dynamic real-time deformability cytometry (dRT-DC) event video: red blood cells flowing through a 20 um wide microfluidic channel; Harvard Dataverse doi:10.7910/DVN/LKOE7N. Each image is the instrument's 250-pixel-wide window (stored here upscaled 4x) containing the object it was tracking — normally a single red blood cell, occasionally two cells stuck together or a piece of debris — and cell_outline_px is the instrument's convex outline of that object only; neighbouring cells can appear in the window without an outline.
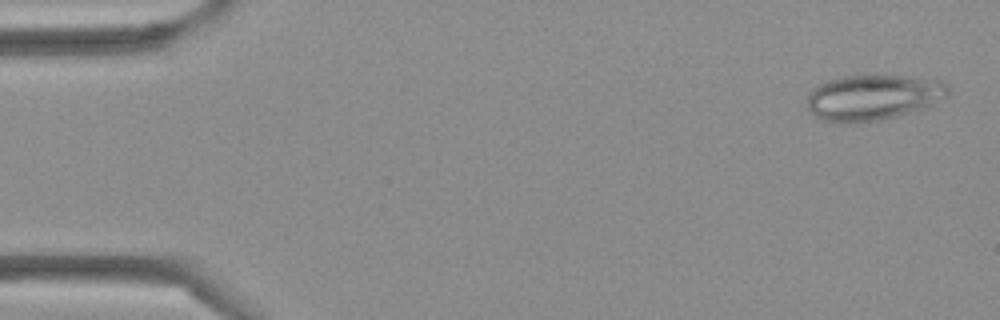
{"species": "Egyptian fruit bat (a non-hibernating species)", "species_latin": "Rousettus aegyptiacus", "temperature_condition": "cold", "stored_images_in_passage": 44, "camera_frame_rate_fps": 3000, "um_per_image_px": 0.085, "frame": {"image": 1, "passage_image": 2, "time_ms": 0.333, "image_size_px": [1000, 320], "cell_outline_px": [[948, 96], [924, 108], [896, 116], [880, 120], [844, 124], [820, 120], [808, 108], [808, 92], [816, 84], [828, 80], [844, 76], [912, 76], [940, 80], [948, 84]], "centroid_in_image_um": [74.19, 8.28], "position_along_channel_um": 10.8, "area_um2": 37.69}}
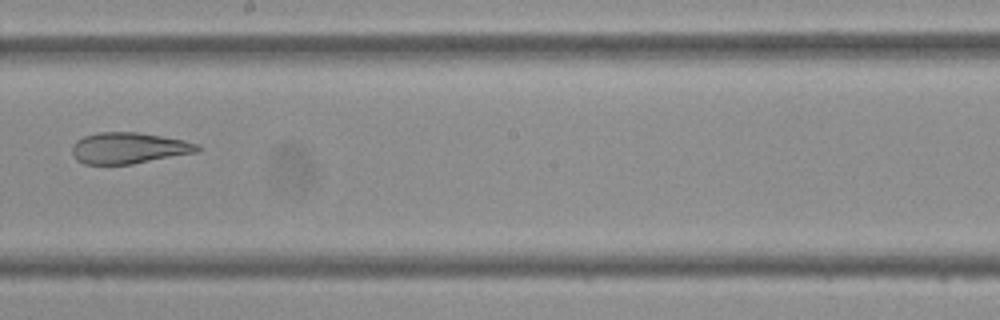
{"frame": {"image": 2, "passage_image": 25, "time_ms": 8.0, "image_size_px": [1000, 320], "cell_outline_px": [[200, 152], [132, 164], [84, 164], [76, 160], [72, 156], [72, 144], [76, 140], [84, 136], [96, 132], [136, 132], [184, 140], [200, 144]], "centroid_in_image_um": [10.94, 12.59], "position_along_channel_um": 237.3, "area_um2": 23.0}}
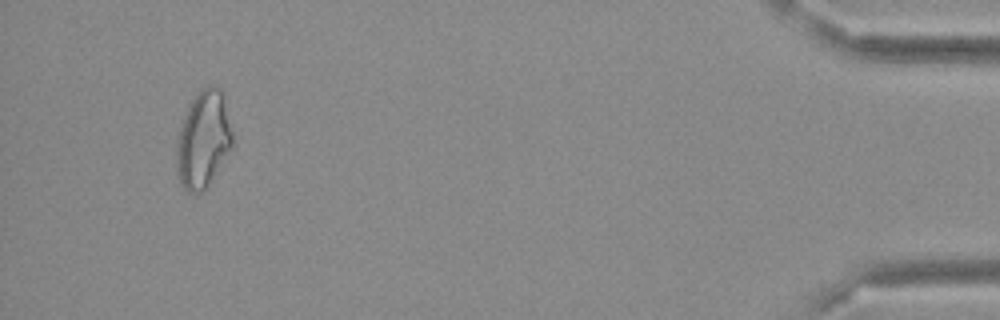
{"frame": {"image": 3, "passage_image": 42, "time_ms": 13.667, "image_size_px": [1000, 320], "cell_outline_px": [[232, 148], [208, 184], [196, 196], [188, 192], [180, 184], [176, 168], [176, 144], [180, 128], [184, 116], [196, 92], [200, 88], [208, 84], [212, 84], [220, 88], [224, 96], [232, 132]], "centroid_in_image_um": [17.27, 11.84], "position_along_channel_um": 417.9, "area_um2": 31.73}}